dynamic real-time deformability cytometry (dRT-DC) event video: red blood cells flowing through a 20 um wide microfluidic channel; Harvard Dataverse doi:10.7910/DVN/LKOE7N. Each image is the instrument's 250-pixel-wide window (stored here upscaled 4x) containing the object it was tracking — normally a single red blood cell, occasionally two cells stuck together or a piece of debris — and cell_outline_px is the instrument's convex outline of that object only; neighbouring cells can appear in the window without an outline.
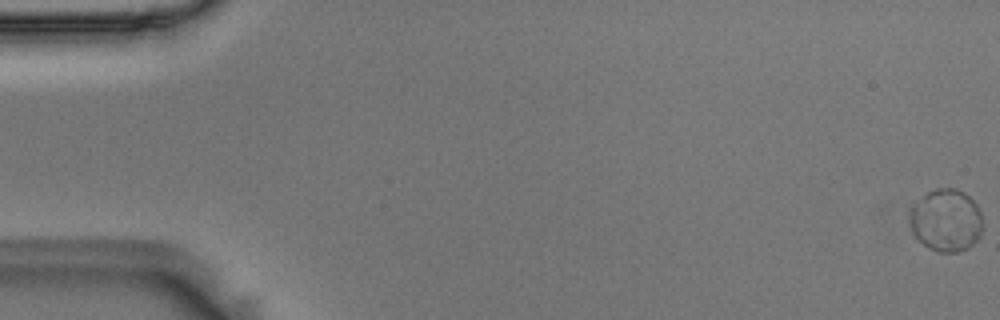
{"species": "Egyptian fruit bat (a non-hibernating species)", "species_latin": "Rousettus aegyptiacus", "temperature_condition": "room temperature", "stored_images_in_passage": 59, "segment_of_instrument_passage": [1, 2], "camera_frame_rate_fps": 3000, "um_per_image_px": 0.085, "animal": {"sex": "male"}, "frame": {"image": 1, "passage_image": 1, "time_ms": 0.0, "image_size_px": [1000, 320], "cell_outline_px": [[980, 236], [968, 248], [956, 252], [936, 252], [928, 248], [912, 232], [908, 220], [908, 216], [912, 208], [928, 192], [936, 188], [956, 188], [964, 192], [976, 204], [980, 212]], "centroid_in_image_um": [80.4, 18.73], "position_along_channel_um": 4.6, "area_um2": 26.24}}
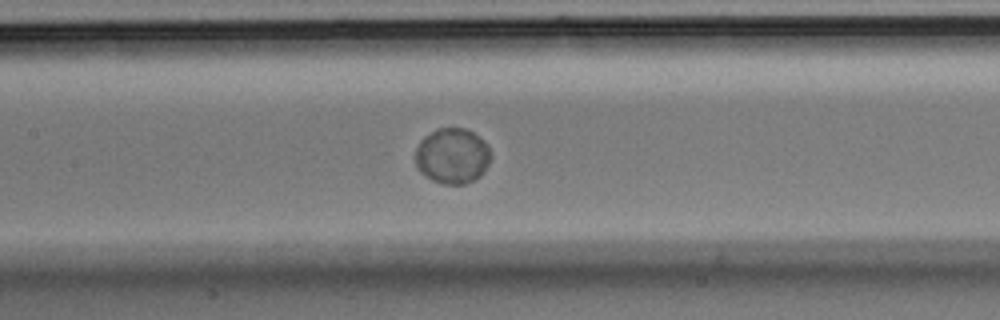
{"frame": {"image": 2, "passage_image": 28, "time_ms": 9.0, "image_size_px": [1000, 320], "cell_outline_px": [[492, 156], [484, 172], [480, 176], [464, 184], [444, 184], [432, 180], [424, 176], [416, 168], [416, 148], [420, 140], [424, 136], [436, 128], [468, 128], [484, 140]], "centroid_in_image_um": [38.44, 13.24], "position_along_channel_um": 169.0, "area_um2": 24.68}}
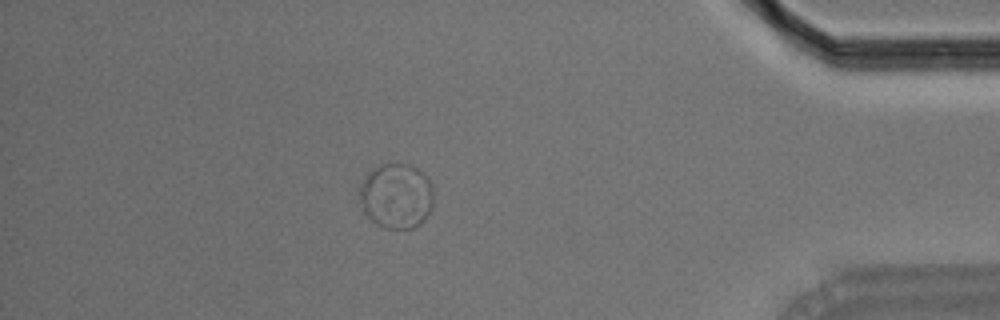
{"frame": {"image": 3, "passage_image": 51, "time_ms": 16.667, "image_size_px": [1000, 320], "cell_outline_px": [[432, 204], [428, 212], [420, 224], [412, 228], [388, 228], [376, 224], [364, 212], [356, 192], [360, 184], [368, 172], [372, 168], [380, 164], [396, 160], [408, 164], [416, 168], [432, 184]], "centroid_in_image_um": [33.62, 16.6], "position_along_channel_um": 401.6, "area_um2": 28.44}}